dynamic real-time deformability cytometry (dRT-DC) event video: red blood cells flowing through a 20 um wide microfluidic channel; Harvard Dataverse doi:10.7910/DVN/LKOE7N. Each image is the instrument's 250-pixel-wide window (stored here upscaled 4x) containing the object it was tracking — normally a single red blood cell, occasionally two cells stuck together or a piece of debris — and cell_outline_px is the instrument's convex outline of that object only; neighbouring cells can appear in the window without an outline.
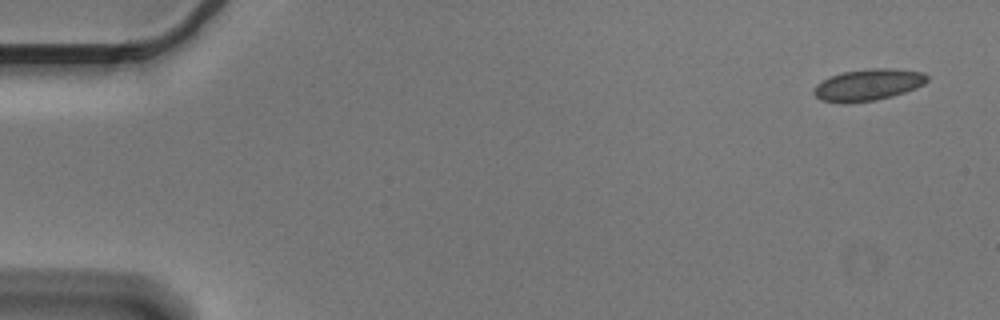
{"species": "Egyptian fruit bat (a non-hibernating species)", "species_latin": "Rousettus aegyptiacus", "temperature_condition": "cold", "stored_images_in_passage": 5, "segment_of_instrument_passage": [1, 2], "camera_frame_rate_fps": 3000, "um_per_image_px": 0.085, "animal": {"sex": "male"}, "frame": {"image": 1, "passage_image": 1, "time_ms": 0.0, "image_size_px": [1000, 320], "cell_outline_px": [[928, 80], [924, 84], [916, 88], [892, 96], [876, 100], [848, 104], [844, 104], [820, 100], [812, 92], [816, 84], [832, 76], [844, 72], [868, 68], [892, 68], [924, 72], [928, 76]], "centroid_in_image_um": [73.79, 7.22], "position_along_channel_um": 11.2, "area_um2": 21.04}}